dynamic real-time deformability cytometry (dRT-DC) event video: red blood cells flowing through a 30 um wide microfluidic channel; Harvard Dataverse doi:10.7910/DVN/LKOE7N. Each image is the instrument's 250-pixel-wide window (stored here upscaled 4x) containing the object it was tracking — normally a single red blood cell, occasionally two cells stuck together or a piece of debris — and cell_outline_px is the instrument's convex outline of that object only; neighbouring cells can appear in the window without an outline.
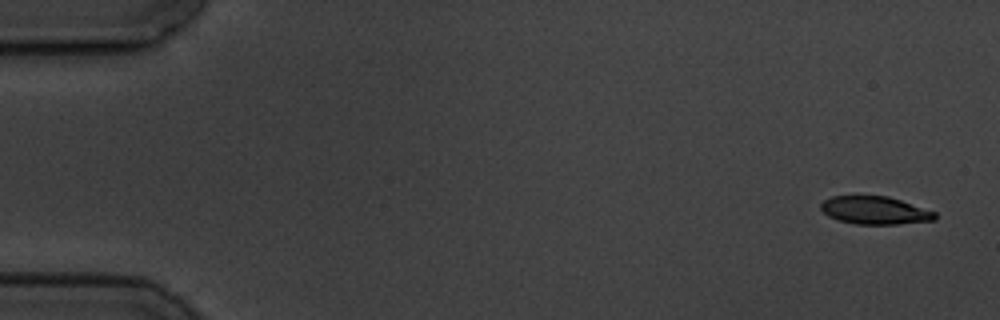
{"species": "common noctule bat (a hibernating species)", "species_latin": "Nyctalus noctula", "temperature_condition": "cold", "stored_images_in_passage": 8, "camera_frame_rate_fps": 3000, "um_per_image_px": 0.085, "animal": {"sex": "male", "body_mass_g": 19.5, "forearm_length_mm": 54.6}, "frame": {"image": 1, "passage_image": 1, "time_ms": 0.0, "image_size_px": [1000, 320], "cell_outline_px": [[936, 220], [896, 224], [856, 224], [836, 220], [828, 216], [820, 208], [820, 204], [824, 200], [832, 196], [888, 196], [936, 212]], "centroid_in_image_um": [74.34, 17.88], "position_along_channel_um": 10.7, "area_um2": 18.5}}
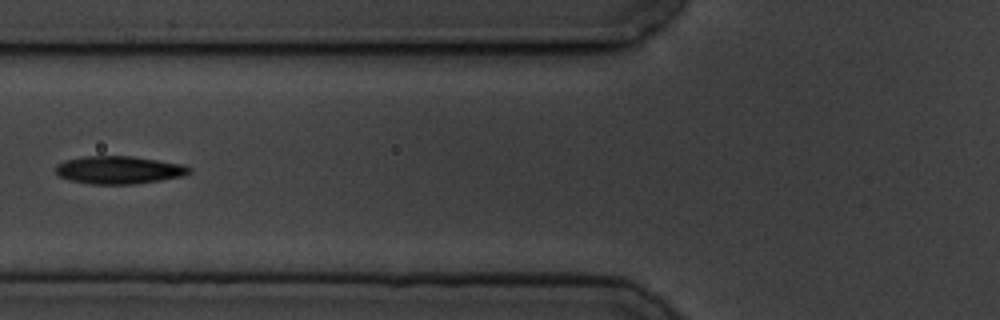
{"frame": {"image": 2, "passage_image": 6, "time_ms": 6.667, "image_size_px": [1000, 320], "cell_outline_px": [[192, 172], [184, 176], [160, 180], [132, 184], [88, 184], [72, 180], [60, 176], [56, 172], [56, 164], [64, 160], [84, 156], [132, 156], [184, 164], [192, 168]], "centroid_in_image_um": [10.14, 14.44], "position_along_channel_um": 115.7, "area_um2": 21.73}}
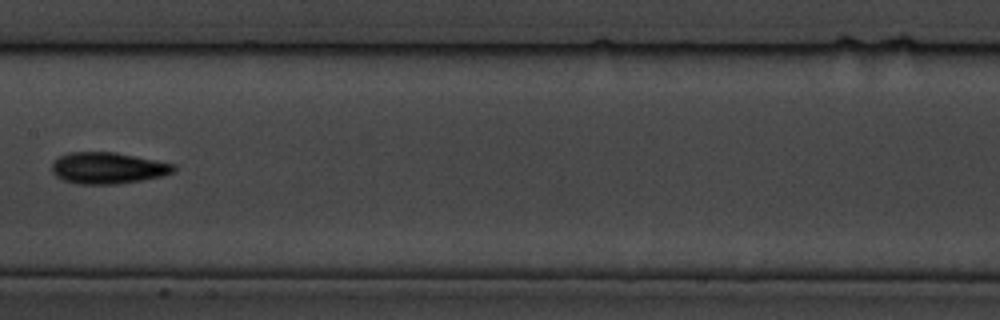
{"frame": {"image": 3, "passage_image": 8, "time_ms": 9.0, "image_size_px": [1000, 320], "cell_outline_px": [[176, 172], [164, 176], [116, 184], [76, 184], [64, 180], [56, 176], [52, 172], [52, 164], [60, 156], [68, 152], [116, 152], [176, 164]], "centroid_in_image_um": [9.2, 14.28], "position_along_channel_um": 198.2, "area_um2": 22.43}}